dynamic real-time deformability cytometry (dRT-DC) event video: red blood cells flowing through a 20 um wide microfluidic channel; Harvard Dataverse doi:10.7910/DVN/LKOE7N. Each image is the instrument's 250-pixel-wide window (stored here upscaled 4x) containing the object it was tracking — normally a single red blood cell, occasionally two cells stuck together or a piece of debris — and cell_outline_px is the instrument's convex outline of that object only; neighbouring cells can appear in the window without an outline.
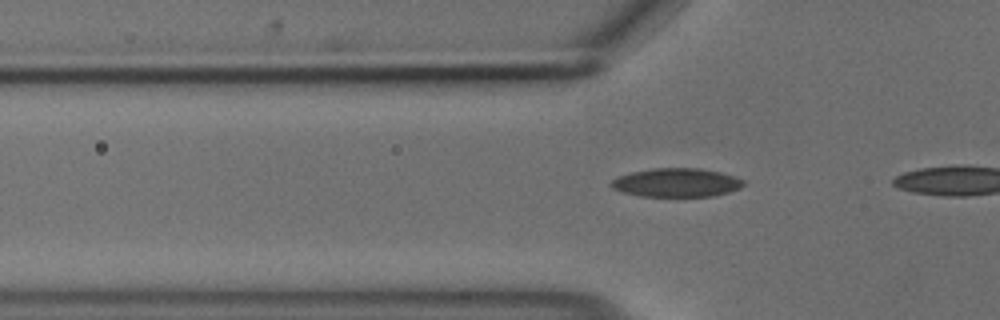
{"species": "common noctule bat (a hibernating species)", "species_latin": "Nyctalus noctula", "temperature_condition": "cold", "stored_images_in_passage": 5, "camera_frame_rate_fps": 3000, "um_per_image_px": 0.085, "animal": {"sex": "male", "body_mass_g": 18.8}, "frame": {"image": 1, "passage_image": 4, "time_ms": 1.0, "image_size_px": [1000, 320], "cell_outline_px": [[744, 184], [740, 188], [728, 192], [712, 196], [640, 196], [624, 192], [612, 188], [608, 184], [616, 176], [632, 172], [652, 168], [700, 168], [720, 172], [736, 176], [744, 180]], "centroid_in_image_um": [57.49, 15.51], "position_along_channel_um": 68.3, "area_um2": 22.2}}